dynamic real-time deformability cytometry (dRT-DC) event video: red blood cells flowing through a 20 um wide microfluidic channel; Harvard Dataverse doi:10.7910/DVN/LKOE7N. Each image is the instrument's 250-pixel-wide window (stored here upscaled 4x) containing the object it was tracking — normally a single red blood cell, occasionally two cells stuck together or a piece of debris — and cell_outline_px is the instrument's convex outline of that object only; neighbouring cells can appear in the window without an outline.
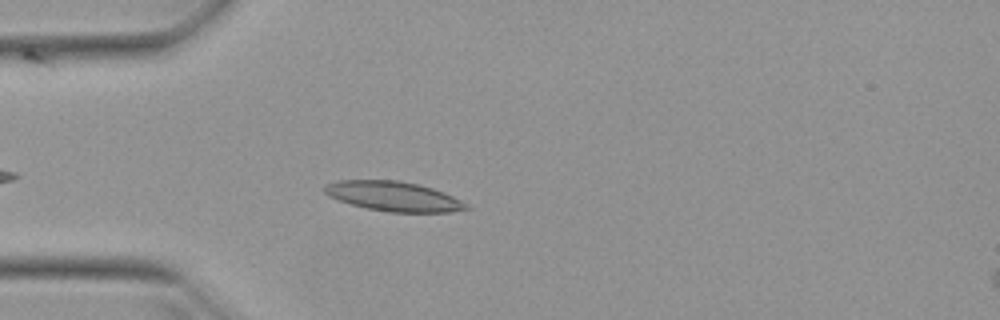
{"species": "Egyptian fruit bat (a non-hibernating species)", "species_latin": "Rousettus aegyptiacus", "temperature_condition": "warm", "stored_images_in_passage": 39, "camera_frame_rate_fps": 3000, "um_per_image_px": 0.085, "animal": {"sex": "female"}, "frame": {"image": 1, "passage_image": 5, "time_ms": 1.333, "image_size_px": [1000, 320], "cell_outline_px": [[472, 208], [452, 212], [388, 212], [364, 208], [328, 196], [324, 192], [324, 184], [336, 180], [396, 180], [420, 184], [444, 192], [468, 204]], "centroid_in_image_um": [33.45, 16.68], "position_along_channel_um": 51.5, "area_um2": 24.68}}
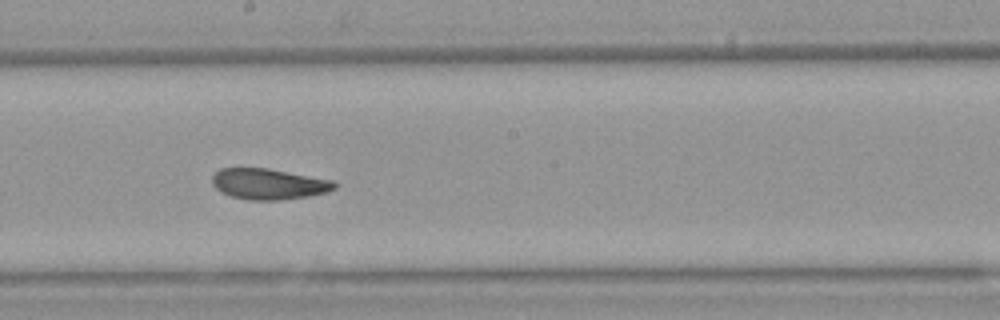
{"frame": {"image": 2, "passage_image": 19, "time_ms": 6.0, "image_size_px": [1000, 320], "cell_outline_px": [[336, 188], [328, 192], [308, 196], [280, 200], [248, 200], [232, 196], [216, 188], [212, 184], [212, 176], [220, 168], [268, 168], [336, 180]], "centroid_in_image_um": [22.89, 15.63], "position_along_channel_um": 225.3, "area_um2": 22.08}}
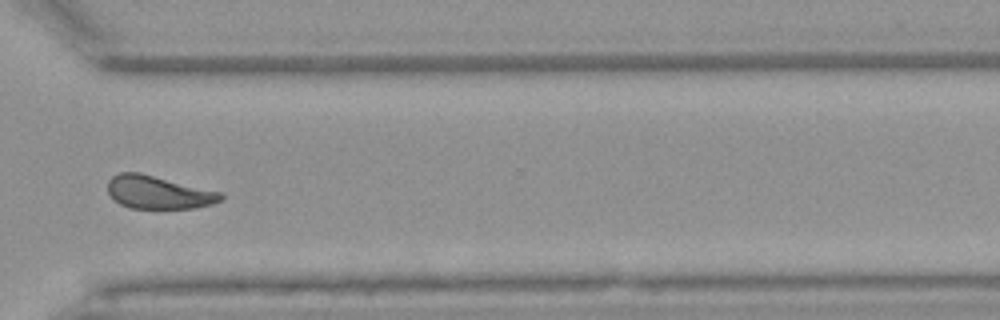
{"frame": {"image": 3, "passage_image": 29, "time_ms": 9.333, "image_size_px": [1000, 320], "cell_outline_px": [[224, 196], [220, 200], [212, 204], [196, 208], [132, 208], [120, 204], [108, 192], [108, 180], [112, 176], [120, 172], [140, 172], [224, 192]], "centroid_in_image_um": [13.5, 16.33], "position_along_channel_um": 357.1, "area_um2": 21.91}, "authors_computed_cell_mechanics": {"area_um2": 22.3108, "velocity_mm_per_s": 3.9471, "shape_relaxation_time_tau1_ms": 6.858, "shape_relaxation_time_tau2_ms": 2.0396, "deformation_change_tau1": 0.1808, "deformation_change_tau2": 0.0834}}